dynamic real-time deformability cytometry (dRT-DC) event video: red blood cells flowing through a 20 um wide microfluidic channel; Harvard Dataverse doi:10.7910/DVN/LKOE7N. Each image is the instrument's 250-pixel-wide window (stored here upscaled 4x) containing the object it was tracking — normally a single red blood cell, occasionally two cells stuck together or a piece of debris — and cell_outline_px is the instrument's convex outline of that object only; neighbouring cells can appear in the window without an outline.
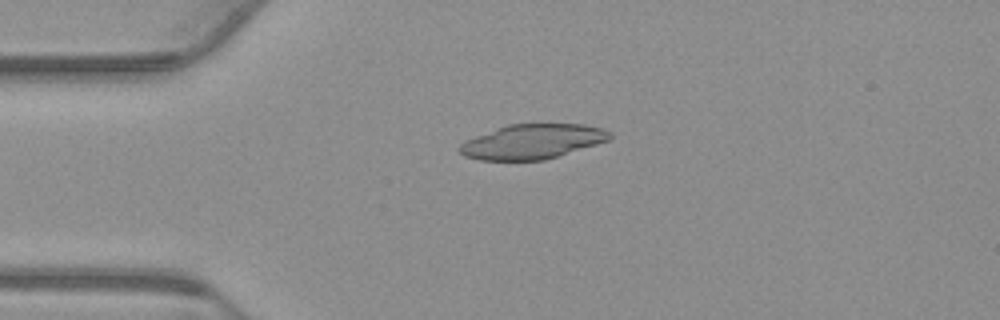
{"species": "common noctule bat (a hibernating species)", "species_latin": "Nyctalus noctula", "temperature_condition": "warm", "stored_images_in_passage": 54, "camera_frame_rate_fps": 3000, "um_per_image_px": 0.085, "animal": {"sex": "male", "body_mass_g": 23.1, "forearm_length_mm": 52.7}, "frame": {"image": 1, "passage_image": 13, "time_ms": 4.0, "image_size_px": [1000, 320], "cell_outline_px": [[612, 140], [544, 160], [480, 160], [464, 156], [456, 148], [460, 144], [476, 136], [508, 124], [584, 124], [604, 128], [612, 132]], "centroid_in_image_um": [45.31, 12.03], "position_along_channel_um": 39.7, "area_um2": 30.46}}